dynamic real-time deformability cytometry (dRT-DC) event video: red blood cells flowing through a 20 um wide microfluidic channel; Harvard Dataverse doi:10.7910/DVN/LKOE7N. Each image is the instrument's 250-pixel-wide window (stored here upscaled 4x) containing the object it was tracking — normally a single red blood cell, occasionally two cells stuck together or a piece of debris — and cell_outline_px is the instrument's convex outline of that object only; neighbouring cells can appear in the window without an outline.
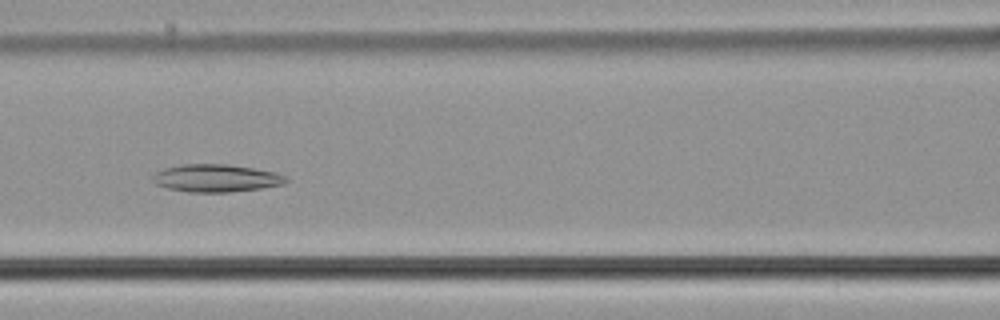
{"species": "common noctule bat (a hibernating species)", "species_latin": "Nyctalus noctula", "temperature_condition": "cold", "stored_images_in_passage": 6, "camera_frame_rate_fps": 3000, "um_per_image_px": 0.085, "animal": {"sex": "male", "body_mass_g": 21.5, "forearm_length_mm": 52.0}, "frame": {"image": 1, "passage_image": 6, "time_ms": 1.667, "image_size_px": [1000, 320], "cell_outline_px": [[288, 180], [284, 184], [260, 188], [228, 192], [188, 192], [168, 188], [156, 184], [152, 180], [152, 176], [156, 172], [164, 168], [180, 164], [228, 164], [276, 172], [288, 176]], "centroid_in_image_um": [18.37, 15.13], "position_along_channel_um": 148.2, "area_um2": 21.5}}